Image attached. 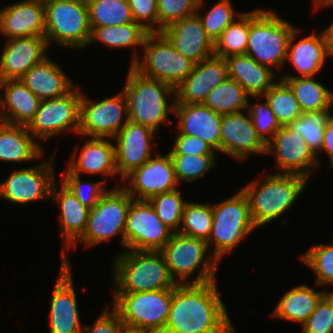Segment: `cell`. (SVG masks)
<instances>
[{"instance_id": "6da1fadb", "label": "cell", "mask_w": 333, "mask_h": 333, "mask_svg": "<svg viewBox=\"0 0 333 333\" xmlns=\"http://www.w3.org/2000/svg\"><path fill=\"white\" fill-rule=\"evenodd\" d=\"M216 281L177 284L163 333H235Z\"/></svg>"}, {"instance_id": "7a4b0ae2", "label": "cell", "mask_w": 333, "mask_h": 333, "mask_svg": "<svg viewBox=\"0 0 333 333\" xmlns=\"http://www.w3.org/2000/svg\"><path fill=\"white\" fill-rule=\"evenodd\" d=\"M112 266L114 293L173 289L177 285L161 251L127 249L113 259Z\"/></svg>"}, {"instance_id": "3957f363", "label": "cell", "mask_w": 333, "mask_h": 333, "mask_svg": "<svg viewBox=\"0 0 333 333\" xmlns=\"http://www.w3.org/2000/svg\"><path fill=\"white\" fill-rule=\"evenodd\" d=\"M262 183L255 179L242 188L250 215L259 228L288 211L304 192L308 179L300 174L268 173ZM259 183V184H258Z\"/></svg>"}, {"instance_id": "277c9868", "label": "cell", "mask_w": 333, "mask_h": 333, "mask_svg": "<svg viewBox=\"0 0 333 333\" xmlns=\"http://www.w3.org/2000/svg\"><path fill=\"white\" fill-rule=\"evenodd\" d=\"M123 93L127 100L129 121L155 132L161 124H174L168 116L174 112L175 88L172 85L144 77L130 66ZM169 96L173 97L171 104L167 101Z\"/></svg>"}, {"instance_id": "5b68a950", "label": "cell", "mask_w": 333, "mask_h": 333, "mask_svg": "<svg viewBox=\"0 0 333 333\" xmlns=\"http://www.w3.org/2000/svg\"><path fill=\"white\" fill-rule=\"evenodd\" d=\"M295 29L275 12L255 9L249 12V37L246 54L259 64L269 68L283 66L287 58L288 44Z\"/></svg>"}, {"instance_id": "8992f818", "label": "cell", "mask_w": 333, "mask_h": 333, "mask_svg": "<svg viewBox=\"0 0 333 333\" xmlns=\"http://www.w3.org/2000/svg\"><path fill=\"white\" fill-rule=\"evenodd\" d=\"M208 248L205 240L173 232L170 240L160 251L171 277L177 284H203L216 281L219 262L211 253H207L211 252ZM199 267L201 269L197 277L190 282V276Z\"/></svg>"}, {"instance_id": "52a82bcc", "label": "cell", "mask_w": 333, "mask_h": 333, "mask_svg": "<svg viewBox=\"0 0 333 333\" xmlns=\"http://www.w3.org/2000/svg\"><path fill=\"white\" fill-rule=\"evenodd\" d=\"M213 223L207 240L209 249L215 248L211 254L220 262L225 254L239 247L242 239L257 229L251 215L246 194L238 191L235 195L212 205Z\"/></svg>"}, {"instance_id": "ba28073f", "label": "cell", "mask_w": 333, "mask_h": 333, "mask_svg": "<svg viewBox=\"0 0 333 333\" xmlns=\"http://www.w3.org/2000/svg\"><path fill=\"white\" fill-rule=\"evenodd\" d=\"M134 198L121 186L109 189L98 203L89 210L87 226L83 235L70 247L81 241L86 248L102 244L121 234V246L125 247V222L130 204Z\"/></svg>"}, {"instance_id": "9c48e42d", "label": "cell", "mask_w": 333, "mask_h": 333, "mask_svg": "<svg viewBox=\"0 0 333 333\" xmlns=\"http://www.w3.org/2000/svg\"><path fill=\"white\" fill-rule=\"evenodd\" d=\"M45 5V38L68 48L88 46L91 28L88 6L71 0H43Z\"/></svg>"}, {"instance_id": "30bf717a", "label": "cell", "mask_w": 333, "mask_h": 333, "mask_svg": "<svg viewBox=\"0 0 333 333\" xmlns=\"http://www.w3.org/2000/svg\"><path fill=\"white\" fill-rule=\"evenodd\" d=\"M113 308L124 325L149 333H163L172 302V289L114 293Z\"/></svg>"}, {"instance_id": "8fae6325", "label": "cell", "mask_w": 333, "mask_h": 333, "mask_svg": "<svg viewBox=\"0 0 333 333\" xmlns=\"http://www.w3.org/2000/svg\"><path fill=\"white\" fill-rule=\"evenodd\" d=\"M142 49L144 58L131 67L140 75L166 82L174 88L193 70L195 63L179 53L161 32H149Z\"/></svg>"}, {"instance_id": "7c38bea8", "label": "cell", "mask_w": 333, "mask_h": 333, "mask_svg": "<svg viewBox=\"0 0 333 333\" xmlns=\"http://www.w3.org/2000/svg\"><path fill=\"white\" fill-rule=\"evenodd\" d=\"M77 87L62 97L40 102L34 118L26 126L35 139L47 140L66 131L79 135L82 91Z\"/></svg>"}, {"instance_id": "4fadbf2b", "label": "cell", "mask_w": 333, "mask_h": 333, "mask_svg": "<svg viewBox=\"0 0 333 333\" xmlns=\"http://www.w3.org/2000/svg\"><path fill=\"white\" fill-rule=\"evenodd\" d=\"M87 98L82 93L79 134L113 140L129 121L125 94L120 91L115 96L97 102Z\"/></svg>"}, {"instance_id": "5bb4252c", "label": "cell", "mask_w": 333, "mask_h": 333, "mask_svg": "<svg viewBox=\"0 0 333 333\" xmlns=\"http://www.w3.org/2000/svg\"><path fill=\"white\" fill-rule=\"evenodd\" d=\"M125 249L160 251L173 231L157 216L148 200L133 199L125 222Z\"/></svg>"}, {"instance_id": "9a60e30c", "label": "cell", "mask_w": 333, "mask_h": 333, "mask_svg": "<svg viewBox=\"0 0 333 333\" xmlns=\"http://www.w3.org/2000/svg\"><path fill=\"white\" fill-rule=\"evenodd\" d=\"M32 167L15 169L4 182L0 183V196L11 203L28 204L36 200H50L55 180L54 159Z\"/></svg>"}, {"instance_id": "2e32d148", "label": "cell", "mask_w": 333, "mask_h": 333, "mask_svg": "<svg viewBox=\"0 0 333 333\" xmlns=\"http://www.w3.org/2000/svg\"><path fill=\"white\" fill-rule=\"evenodd\" d=\"M127 181L128 185H125ZM130 182V183H129ZM122 186L135 200H149L155 195L178 188L174 165L169 153L157 154L133 170L123 180Z\"/></svg>"}, {"instance_id": "e0dca14e", "label": "cell", "mask_w": 333, "mask_h": 333, "mask_svg": "<svg viewBox=\"0 0 333 333\" xmlns=\"http://www.w3.org/2000/svg\"><path fill=\"white\" fill-rule=\"evenodd\" d=\"M266 154L275 155L276 173L300 174L310 179L314 167L319 166L317 156L306 141L288 126H281L275 133L266 145Z\"/></svg>"}, {"instance_id": "ac0fdd59", "label": "cell", "mask_w": 333, "mask_h": 333, "mask_svg": "<svg viewBox=\"0 0 333 333\" xmlns=\"http://www.w3.org/2000/svg\"><path fill=\"white\" fill-rule=\"evenodd\" d=\"M156 133L147 126L128 121L113 138L117 143L115 163L121 184L128 174L152 157L151 148Z\"/></svg>"}, {"instance_id": "d6986e66", "label": "cell", "mask_w": 333, "mask_h": 333, "mask_svg": "<svg viewBox=\"0 0 333 333\" xmlns=\"http://www.w3.org/2000/svg\"><path fill=\"white\" fill-rule=\"evenodd\" d=\"M72 266L61 264L49 307V333H82Z\"/></svg>"}, {"instance_id": "ffe728a7", "label": "cell", "mask_w": 333, "mask_h": 333, "mask_svg": "<svg viewBox=\"0 0 333 333\" xmlns=\"http://www.w3.org/2000/svg\"><path fill=\"white\" fill-rule=\"evenodd\" d=\"M221 153L243 161L253 154L266 155V145L257 136L249 112L222 115L220 128Z\"/></svg>"}, {"instance_id": "44dd1931", "label": "cell", "mask_w": 333, "mask_h": 333, "mask_svg": "<svg viewBox=\"0 0 333 333\" xmlns=\"http://www.w3.org/2000/svg\"><path fill=\"white\" fill-rule=\"evenodd\" d=\"M45 36L16 37L8 39L0 55V81L21 79L46 55Z\"/></svg>"}, {"instance_id": "7402d4cb", "label": "cell", "mask_w": 333, "mask_h": 333, "mask_svg": "<svg viewBox=\"0 0 333 333\" xmlns=\"http://www.w3.org/2000/svg\"><path fill=\"white\" fill-rule=\"evenodd\" d=\"M228 77L224 58L211 56L196 63L192 72L175 87V102L204 103L207 95Z\"/></svg>"}, {"instance_id": "603a6c76", "label": "cell", "mask_w": 333, "mask_h": 333, "mask_svg": "<svg viewBox=\"0 0 333 333\" xmlns=\"http://www.w3.org/2000/svg\"><path fill=\"white\" fill-rule=\"evenodd\" d=\"M161 33L179 53L195 64L214 55V42L197 14L170 24Z\"/></svg>"}, {"instance_id": "cb8c5ba5", "label": "cell", "mask_w": 333, "mask_h": 333, "mask_svg": "<svg viewBox=\"0 0 333 333\" xmlns=\"http://www.w3.org/2000/svg\"><path fill=\"white\" fill-rule=\"evenodd\" d=\"M0 34L4 38L45 36L43 0H25L0 10Z\"/></svg>"}, {"instance_id": "d4e9b609", "label": "cell", "mask_w": 333, "mask_h": 333, "mask_svg": "<svg viewBox=\"0 0 333 333\" xmlns=\"http://www.w3.org/2000/svg\"><path fill=\"white\" fill-rule=\"evenodd\" d=\"M56 182L51 189V202H55L59 207L60 213V230L63 242L61 264L70 265V260L66 255L65 248L70 247L83 235L89 215L90 208L83 205L73 192L63 183L58 189ZM66 246V247H65Z\"/></svg>"}, {"instance_id": "484cf974", "label": "cell", "mask_w": 333, "mask_h": 333, "mask_svg": "<svg viewBox=\"0 0 333 333\" xmlns=\"http://www.w3.org/2000/svg\"><path fill=\"white\" fill-rule=\"evenodd\" d=\"M173 113L178 116L180 134L199 137L216 152H221V114L203 103H175Z\"/></svg>"}, {"instance_id": "4316f807", "label": "cell", "mask_w": 333, "mask_h": 333, "mask_svg": "<svg viewBox=\"0 0 333 333\" xmlns=\"http://www.w3.org/2000/svg\"><path fill=\"white\" fill-rule=\"evenodd\" d=\"M109 138L90 137L77 153L75 149L67 168L81 177V173L100 174L104 182L106 176H118L115 163V145ZM79 154V157L76 155Z\"/></svg>"}, {"instance_id": "83f0119b", "label": "cell", "mask_w": 333, "mask_h": 333, "mask_svg": "<svg viewBox=\"0 0 333 333\" xmlns=\"http://www.w3.org/2000/svg\"><path fill=\"white\" fill-rule=\"evenodd\" d=\"M298 30L295 28L290 37L286 60L295 67L299 75L285 74L282 77L314 76L324 67L327 57H330L323 30L318 35L314 31L309 36L294 43L299 33Z\"/></svg>"}, {"instance_id": "f1b7e54d", "label": "cell", "mask_w": 333, "mask_h": 333, "mask_svg": "<svg viewBox=\"0 0 333 333\" xmlns=\"http://www.w3.org/2000/svg\"><path fill=\"white\" fill-rule=\"evenodd\" d=\"M0 119L3 122L27 126L34 118L41 100L21 81H0Z\"/></svg>"}, {"instance_id": "f546056e", "label": "cell", "mask_w": 333, "mask_h": 333, "mask_svg": "<svg viewBox=\"0 0 333 333\" xmlns=\"http://www.w3.org/2000/svg\"><path fill=\"white\" fill-rule=\"evenodd\" d=\"M49 56L31 67L21 81L42 101L69 93L75 84Z\"/></svg>"}, {"instance_id": "4dcf8cb0", "label": "cell", "mask_w": 333, "mask_h": 333, "mask_svg": "<svg viewBox=\"0 0 333 333\" xmlns=\"http://www.w3.org/2000/svg\"><path fill=\"white\" fill-rule=\"evenodd\" d=\"M41 148L26 126L0 121V161L22 163L41 159Z\"/></svg>"}, {"instance_id": "1f68e13d", "label": "cell", "mask_w": 333, "mask_h": 333, "mask_svg": "<svg viewBox=\"0 0 333 333\" xmlns=\"http://www.w3.org/2000/svg\"><path fill=\"white\" fill-rule=\"evenodd\" d=\"M225 60L228 77L239 82L250 96H263L275 83V71L247 54L230 56Z\"/></svg>"}, {"instance_id": "d6a6232c", "label": "cell", "mask_w": 333, "mask_h": 333, "mask_svg": "<svg viewBox=\"0 0 333 333\" xmlns=\"http://www.w3.org/2000/svg\"><path fill=\"white\" fill-rule=\"evenodd\" d=\"M327 292L328 290L316 291L305 283L298 285L284 293L274 309L272 317L302 325Z\"/></svg>"}, {"instance_id": "836d02e7", "label": "cell", "mask_w": 333, "mask_h": 333, "mask_svg": "<svg viewBox=\"0 0 333 333\" xmlns=\"http://www.w3.org/2000/svg\"><path fill=\"white\" fill-rule=\"evenodd\" d=\"M90 28L91 35L88 45L97 41L102 42L109 48L131 47L134 52L130 66L139 59L136 48L143 46L144 39L149 33L141 24L134 21L117 26Z\"/></svg>"}, {"instance_id": "e575fe53", "label": "cell", "mask_w": 333, "mask_h": 333, "mask_svg": "<svg viewBox=\"0 0 333 333\" xmlns=\"http://www.w3.org/2000/svg\"><path fill=\"white\" fill-rule=\"evenodd\" d=\"M290 87L303 113L320 112L333 107V92L314 76L281 77Z\"/></svg>"}, {"instance_id": "d590c367", "label": "cell", "mask_w": 333, "mask_h": 333, "mask_svg": "<svg viewBox=\"0 0 333 333\" xmlns=\"http://www.w3.org/2000/svg\"><path fill=\"white\" fill-rule=\"evenodd\" d=\"M249 97L259 99L262 96H250L239 82L227 77L207 95L203 104L223 115L247 110Z\"/></svg>"}, {"instance_id": "8d00e7d4", "label": "cell", "mask_w": 333, "mask_h": 333, "mask_svg": "<svg viewBox=\"0 0 333 333\" xmlns=\"http://www.w3.org/2000/svg\"><path fill=\"white\" fill-rule=\"evenodd\" d=\"M248 37L249 12H242L214 42V55L225 59L234 55L246 54Z\"/></svg>"}, {"instance_id": "74e56055", "label": "cell", "mask_w": 333, "mask_h": 333, "mask_svg": "<svg viewBox=\"0 0 333 333\" xmlns=\"http://www.w3.org/2000/svg\"><path fill=\"white\" fill-rule=\"evenodd\" d=\"M332 109H326L320 112H307L299 116L295 121L287 126L295 133L299 134L308 144L309 148L318 158L323 145L324 129L331 118Z\"/></svg>"}, {"instance_id": "f35d334b", "label": "cell", "mask_w": 333, "mask_h": 333, "mask_svg": "<svg viewBox=\"0 0 333 333\" xmlns=\"http://www.w3.org/2000/svg\"><path fill=\"white\" fill-rule=\"evenodd\" d=\"M87 6L90 27L117 26L133 22L127 0H92Z\"/></svg>"}, {"instance_id": "ab89813d", "label": "cell", "mask_w": 333, "mask_h": 333, "mask_svg": "<svg viewBox=\"0 0 333 333\" xmlns=\"http://www.w3.org/2000/svg\"><path fill=\"white\" fill-rule=\"evenodd\" d=\"M263 96L281 126H287L303 114L292 90L282 79L275 82Z\"/></svg>"}, {"instance_id": "60d3db41", "label": "cell", "mask_w": 333, "mask_h": 333, "mask_svg": "<svg viewBox=\"0 0 333 333\" xmlns=\"http://www.w3.org/2000/svg\"><path fill=\"white\" fill-rule=\"evenodd\" d=\"M213 223V212L210 204L186 202L179 233L207 241Z\"/></svg>"}, {"instance_id": "b9f144b4", "label": "cell", "mask_w": 333, "mask_h": 333, "mask_svg": "<svg viewBox=\"0 0 333 333\" xmlns=\"http://www.w3.org/2000/svg\"><path fill=\"white\" fill-rule=\"evenodd\" d=\"M160 220L173 232H178L183 218V210L187 201L182 193L176 190L155 195L148 200Z\"/></svg>"}, {"instance_id": "7bdbcfd3", "label": "cell", "mask_w": 333, "mask_h": 333, "mask_svg": "<svg viewBox=\"0 0 333 333\" xmlns=\"http://www.w3.org/2000/svg\"><path fill=\"white\" fill-rule=\"evenodd\" d=\"M171 156L175 176L178 184L180 182H193L204 176L209 169L213 168L216 163V154H169Z\"/></svg>"}, {"instance_id": "ee69618b", "label": "cell", "mask_w": 333, "mask_h": 333, "mask_svg": "<svg viewBox=\"0 0 333 333\" xmlns=\"http://www.w3.org/2000/svg\"><path fill=\"white\" fill-rule=\"evenodd\" d=\"M299 258L316 274V285L333 284V242L311 246Z\"/></svg>"}, {"instance_id": "f6af8a7d", "label": "cell", "mask_w": 333, "mask_h": 333, "mask_svg": "<svg viewBox=\"0 0 333 333\" xmlns=\"http://www.w3.org/2000/svg\"><path fill=\"white\" fill-rule=\"evenodd\" d=\"M234 10L231 1L219 0L211 9H207L204 15H201L198 11L196 12L202 22L205 32L213 42L220 37L221 33L235 20V18L242 14V12L235 13Z\"/></svg>"}, {"instance_id": "bcb514c9", "label": "cell", "mask_w": 333, "mask_h": 333, "mask_svg": "<svg viewBox=\"0 0 333 333\" xmlns=\"http://www.w3.org/2000/svg\"><path fill=\"white\" fill-rule=\"evenodd\" d=\"M203 0H157L158 32L185 17L200 11Z\"/></svg>"}, {"instance_id": "7dc6e473", "label": "cell", "mask_w": 333, "mask_h": 333, "mask_svg": "<svg viewBox=\"0 0 333 333\" xmlns=\"http://www.w3.org/2000/svg\"><path fill=\"white\" fill-rule=\"evenodd\" d=\"M61 175H63L61 183L68 187L77 199L90 209L93 208L98 203V200L109 190L104 188V185L107 184L106 182H83L79 175L72 173L68 168ZM85 187L87 190H84Z\"/></svg>"}, {"instance_id": "c3c4849f", "label": "cell", "mask_w": 333, "mask_h": 333, "mask_svg": "<svg viewBox=\"0 0 333 333\" xmlns=\"http://www.w3.org/2000/svg\"><path fill=\"white\" fill-rule=\"evenodd\" d=\"M249 101L248 112L251 117L257 136L267 145L281 127L267 100L263 103H252Z\"/></svg>"}, {"instance_id": "681fc988", "label": "cell", "mask_w": 333, "mask_h": 333, "mask_svg": "<svg viewBox=\"0 0 333 333\" xmlns=\"http://www.w3.org/2000/svg\"><path fill=\"white\" fill-rule=\"evenodd\" d=\"M302 327L301 333H333V290L320 299Z\"/></svg>"}, {"instance_id": "f907efd6", "label": "cell", "mask_w": 333, "mask_h": 333, "mask_svg": "<svg viewBox=\"0 0 333 333\" xmlns=\"http://www.w3.org/2000/svg\"><path fill=\"white\" fill-rule=\"evenodd\" d=\"M134 22L149 32H158L157 0H127Z\"/></svg>"}, {"instance_id": "816d5d0a", "label": "cell", "mask_w": 333, "mask_h": 333, "mask_svg": "<svg viewBox=\"0 0 333 333\" xmlns=\"http://www.w3.org/2000/svg\"><path fill=\"white\" fill-rule=\"evenodd\" d=\"M175 138L174 146L169 151V154H216V151L199 137L183 135L177 132V137Z\"/></svg>"}, {"instance_id": "f5cc1de1", "label": "cell", "mask_w": 333, "mask_h": 333, "mask_svg": "<svg viewBox=\"0 0 333 333\" xmlns=\"http://www.w3.org/2000/svg\"><path fill=\"white\" fill-rule=\"evenodd\" d=\"M122 324L119 313L107 305L93 325L84 323L82 333H118Z\"/></svg>"}, {"instance_id": "db71d44e", "label": "cell", "mask_w": 333, "mask_h": 333, "mask_svg": "<svg viewBox=\"0 0 333 333\" xmlns=\"http://www.w3.org/2000/svg\"><path fill=\"white\" fill-rule=\"evenodd\" d=\"M321 151L326 152L330 159V169L333 168V115L327 122V125L324 129L323 135V145Z\"/></svg>"}, {"instance_id": "11a10c76", "label": "cell", "mask_w": 333, "mask_h": 333, "mask_svg": "<svg viewBox=\"0 0 333 333\" xmlns=\"http://www.w3.org/2000/svg\"><path fill=\"white\" fill-rule=\"evenodd\" d=\"M323 31L327 39L329 56L330 58H333V21L328 27L323 29Z\"/></svg>"}, {"instance_id": "9f6ffc18", "label": "cell", "mask_w": 333, "mask_h": 333, "mask_svg": "<svg viewBox=\"0 0 333 333\" xmlns=\"http://www.w3.org/2000/svg\"><path fill=\"white\" fill-rule=\"evenodd\" d=\"M118 333H149V332L142 330L138 327H130V326L122 324L120 326Z\"/></svg>"}, {"instance_id": "6f0895ef", "label": "cell", "mask_w": 333, "mask_h": 333, "mask_svg": "<svg viewBox=\"0 0 333 333\" xmlns=\"http://www.w3.org/2000/svg\"><path fill=\"white\" fill-rule=\"evenodd\" d=\"M314 9L333 5V0H313Z\"/></svg>"}, {"instance_id": "680465c9", "label": "cell", "mask_w": 333, "mask_h": 333, "mask_svg": "<svg viewBox=\"0 0 333 333\" xmlns=\"http://www.w3.org/2000/svg\"><path fill=\"white\" fill-rule=\"evenodd\" d=\"M71 1L88 5L92 0H71Z\"/></svg>"}]
</instances>
